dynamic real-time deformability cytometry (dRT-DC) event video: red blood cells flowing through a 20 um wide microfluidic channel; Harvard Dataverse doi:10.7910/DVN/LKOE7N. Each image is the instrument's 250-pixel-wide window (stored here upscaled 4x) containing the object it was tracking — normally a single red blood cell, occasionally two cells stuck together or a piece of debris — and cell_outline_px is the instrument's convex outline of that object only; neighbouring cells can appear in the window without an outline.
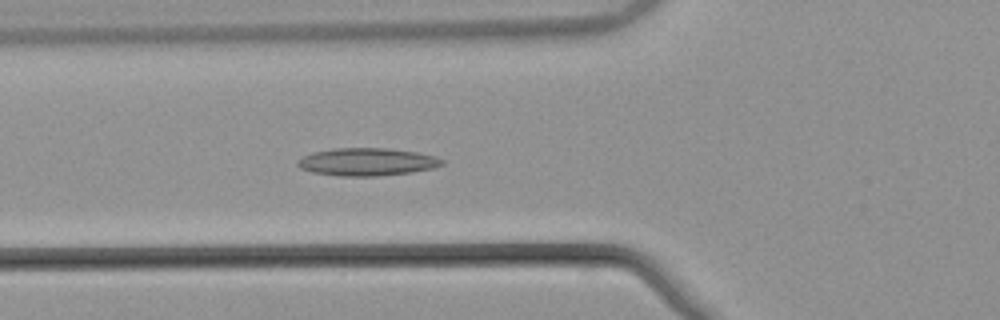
{"species": "common noctule bat (a hibernating species)", "species_latin": "Nyctalus noctula", "temperature_condition": "warm", "stored_images_in_passage": 56, "camera_frame_rate_fps": 3000, "um_per_image_px": 0.085, "animal": {"sex": "male", "body_mass_g": 21.5, "forearm_length_mm": 52.0}, "frame": {"image": 1, "passage_image": 21, "time_ms": 6.667, "image_size_px": [1000, 320], "cell_outline_px": [[444, 164], [436, 168], [412, 172], [376, 176], [340, 176], [312, 172], [300, 168], [296, 164], [304, 156], [312, 152], [336, 148], [388, 148], [416, 152], [436, 156], [444, 160]], "centroid_in_image_um": [31.24, 13.76], "position_along_channel_um": 94.6, "area_um2": 23.35}}
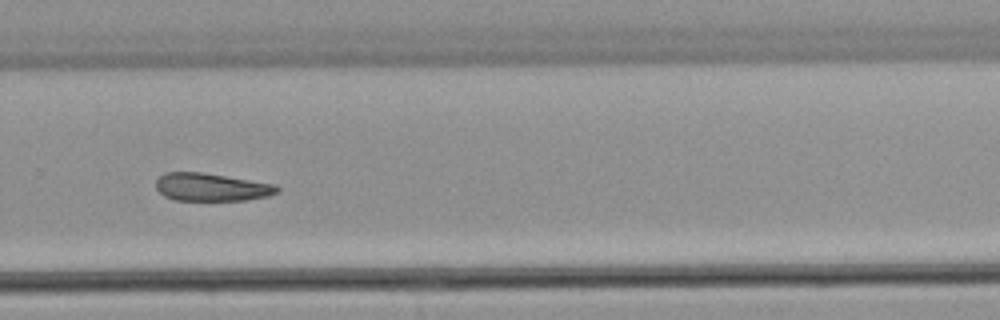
{"frame": {"image": 2, "passage_image": 38, "time_ms": 12.333, "image_size_px": [1000, 320], "cell_outline_px": [[280, 192], [268, 196], [244, 200], [176, 200], [164, 196], [156, 188], [156, 180], [164, 172], [200, 172], [276, 184], [280, 188]], "centroid_in_image_um": [17.98, 15.9], "position_along_channel_um": 311.8, "area_um2": 19.65}}
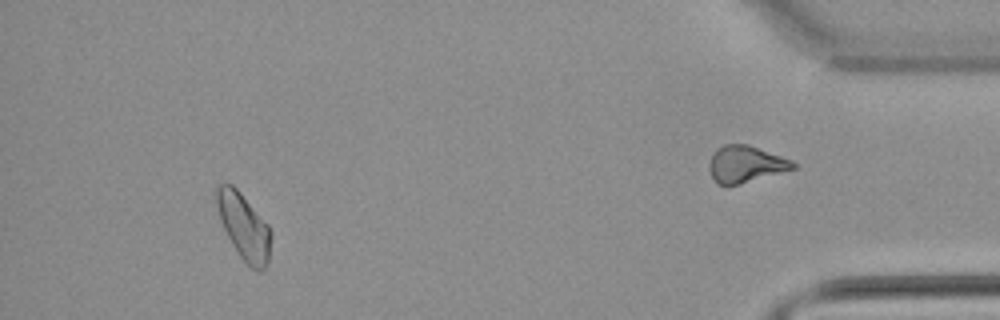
{"frame": {"image": 3, "passage_image": 51, "time_ms": 16.667, "image_size_px": [1000, 320], "cell_outline_px": [[272, 236], [268, 264], [260, 272], [256, 272], [240, 256], [232, 244], [220, 220], [216, 204], [216, 188], [220, 184], [232, 184], [240, 192], [268, 224], [272, 232]], "centroid_in_image_um": [20.76, 19.28], "position_along_channel_um": 414.4, "area_um2": 20.92}}